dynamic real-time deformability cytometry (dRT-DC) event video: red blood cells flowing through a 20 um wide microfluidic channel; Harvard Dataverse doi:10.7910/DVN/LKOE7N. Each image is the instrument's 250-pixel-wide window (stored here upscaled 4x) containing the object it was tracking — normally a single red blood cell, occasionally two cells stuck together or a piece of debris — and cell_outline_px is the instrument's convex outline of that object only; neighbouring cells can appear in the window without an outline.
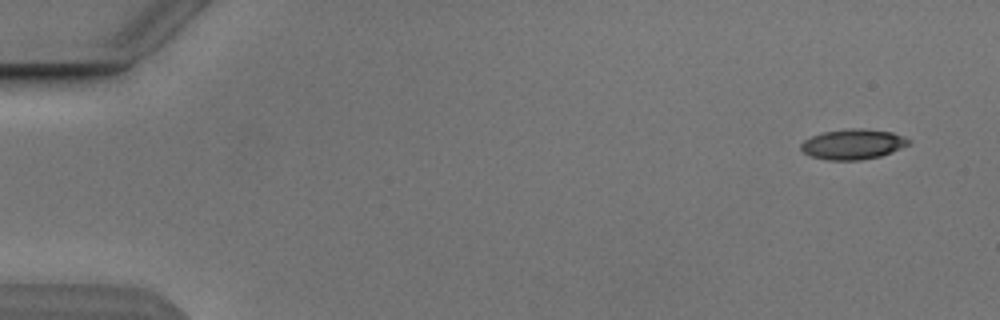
{"species": "Egyptian fruit bat (a non-hibernating species)", "species_latin": "Rousettus aegyptiacus", "temperature_condition": "cold", "stored_images_in_passage": 6, "camera_frame_rate_fps": 3000, "um_per_image_px": 0.085, "animal": {"sex": "male"}, "frame": {"image": 1, "passage_image": 1, "time_ms": 0.0, "image_size_px": [1000, 320], "cell_outline_px": [[912, 144], [892, 152], [880, 156], [860, 160], [828, 160], [812, 156], [804, 152], [800, 148], [800, 144], [804, 140], [812, 136], [824, 132], [848, 128], [864, 128], [892, 132], [904, 136], [912, 140]], "centroid_in_image_um": [72.55, 12.25], "position_along_channel_um": 12.4, "area_um2": 19.13}}
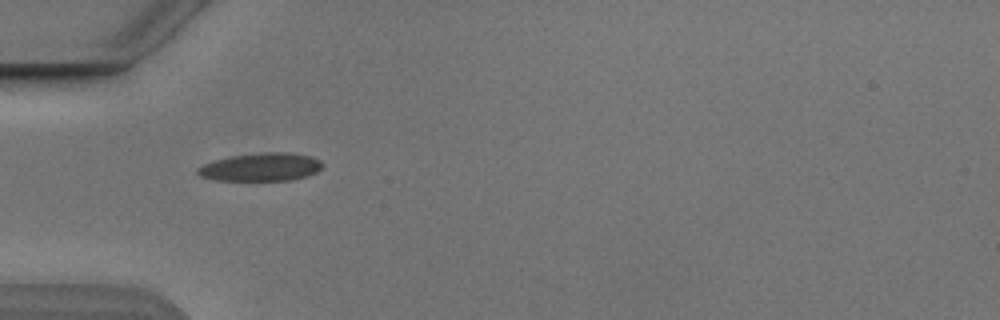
{"frame": {"image": 2, "passage_image": 5, "time_ms": 4.667, "image_size_px": [1000, 320], "cell_outline_px": [[324, 164], [316, 172], [292, 180], [216, 180], [200, 176], [196, 172], [196, 168], [204, 164], [216, 160], [232, 156], [264, 152], [288, 152], [308, 156], [320, 160]], "centroid_in_image_um": [22.17, 14.2], "position_along_channel_um": 62.8, "area_um2": 20.17}}
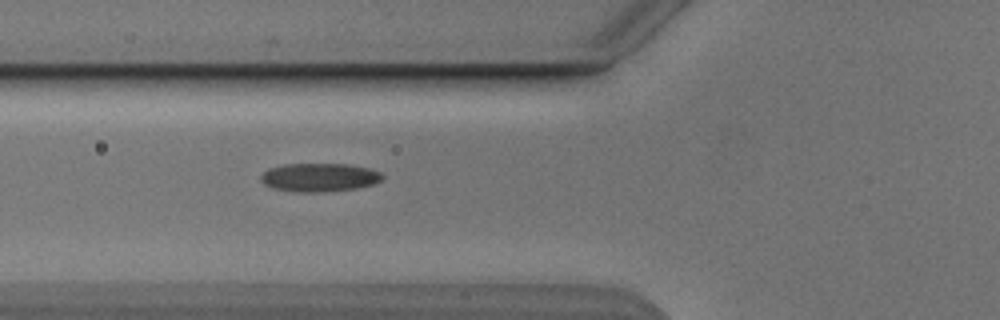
{"frame": {"image": 3, "passage_image": 6, "time_ms": 5.667, "image_size_px": [1000, 320], "cell_outline_px": [[384, 176], [376, 184], [356, 188], [324, 192], [300, 192], [272, 188], [264, 184], [260, 180], [260, 176], [268, 168], [284, 164], [348, 164], [368, 168], [380, 172]], "centroid_in_image_um": [27.14, 15.08], "position_along_channel_um": 98.7, "area_um2": 20.23}}